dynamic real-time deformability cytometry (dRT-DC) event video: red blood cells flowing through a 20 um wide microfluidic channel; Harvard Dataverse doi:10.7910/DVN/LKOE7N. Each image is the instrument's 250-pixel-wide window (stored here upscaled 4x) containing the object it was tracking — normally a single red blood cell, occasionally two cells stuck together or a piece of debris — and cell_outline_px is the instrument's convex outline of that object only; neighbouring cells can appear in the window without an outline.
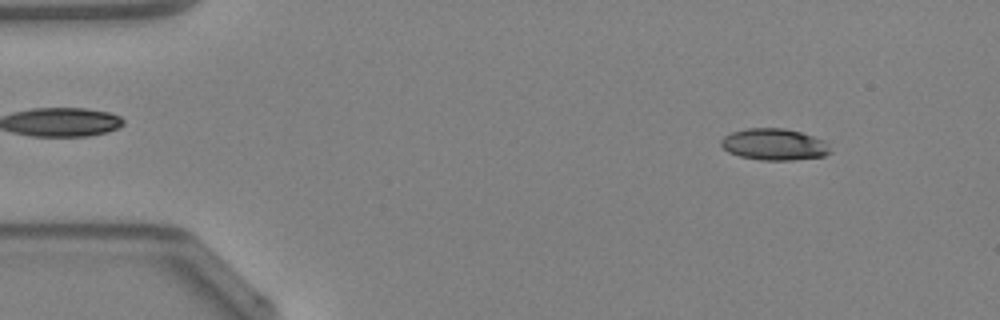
{"species": "Egyptian fruit bat (a non-hibernating species)", "species_latin": "Rousettus aegyptiacus", "temperature_condition": "warm", "stored_images_in_passage": 47, "camera_frame_rate_fps": 3000, "um_per_image_px": 0.085, "animal": {"sex": "female"}, "frame": {"image": 1, "passage_image": 5, "time_ms": 1.333, "image_size_px": [1000, 320], "cell_outline_px": [[832, 152], [824, 156], [792, 160], [760, 160], [740, 156], [728, 152], [720, 144], [720, 140], [724, 136], [732, 132], [748, 128], [784, 128], [800, 132], [824, 140], [828, 144]], "centroid_in_image_um": [65.81, 12.28], "position_along_channel_um": 19.2, "area_um2": 20.11}}
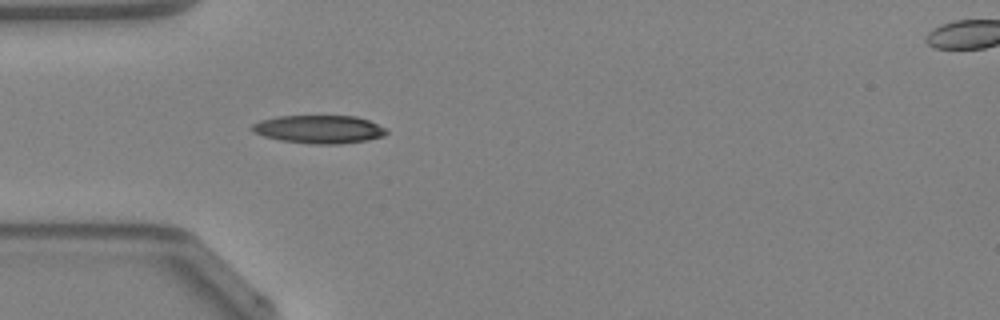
{"frame": {"image": 2, "passage_image": 14, "time_ms": 4.333, "image_size_px": [1000, 320], "cell_outline_px": [[388, 132], [384, 136], [368, 140], [340, 144], [312, 144], [280, 140], [264, 136], [252, 132], [252, 124], [260, 120], [276, 116], [356, 116], [368, 120], [388, 128]], "centroid_in_image_um": [27.15, 10.99], "position_along_channel_um": 57.9, "area_um2": 22.2}}
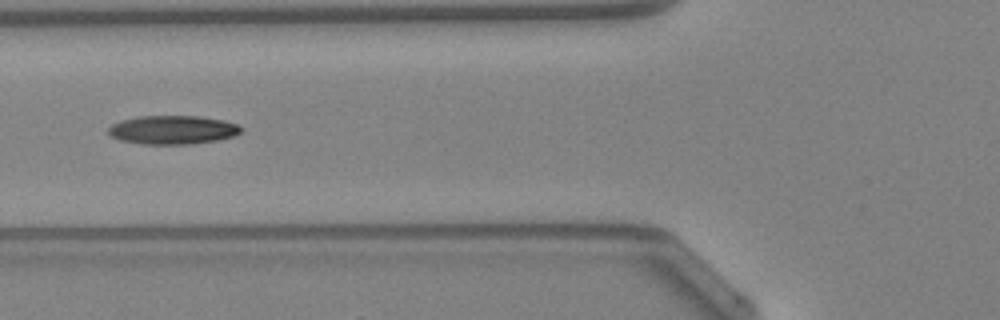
{"frame": {"image": 3, "passage_image": 18, "time_ms": 5.667, "image_size_px": [1000, 320], "cell_outline_px": [[244, 128], [236, 136], [220, 140], [192, 144], [144, 144], [120, 140], [112, 136], [108, 132], [108, 128], [112, 124], [120, 120], [140, 116], [196, 116], [224, 120], [236, 124]], "centroid_in_image_um": [14.71, 11.04], "position_along_channel_um": 111.1, "area_um2": 22.31}, "authors_computed_cell_mechanics": {"area_um2": 21.2126, "velocity_mm_per_s": 4.2898, "shape_relaxation_time_tau1_ms": 6.6757, "shape_relaxation_time_tau2_ms": 6.0638, "deformation_change_tau1": 0.2039, "deformation_change_tau2": 0.1508}}